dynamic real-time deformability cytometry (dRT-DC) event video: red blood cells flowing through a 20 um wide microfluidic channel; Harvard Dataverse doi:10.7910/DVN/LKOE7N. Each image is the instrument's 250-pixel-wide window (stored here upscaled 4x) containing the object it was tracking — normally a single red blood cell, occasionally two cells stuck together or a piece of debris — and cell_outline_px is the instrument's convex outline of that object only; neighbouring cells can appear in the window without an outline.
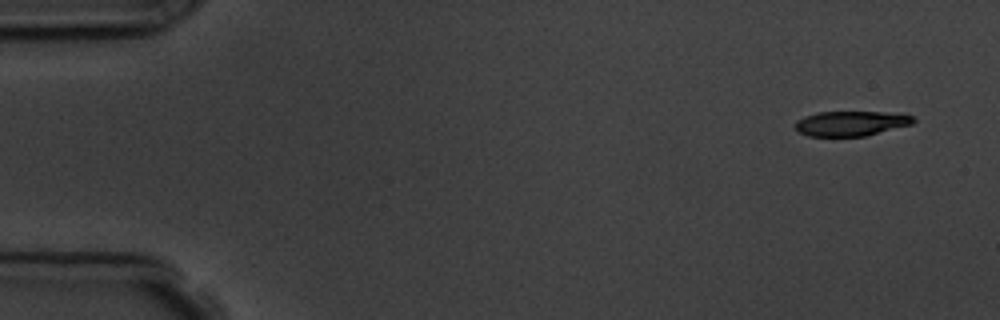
{"species": "common noctule bat (a hibernating species)", "species_latin": "Nyctalus noctula", "temperature_condition": "room temperature", "stored_images_in_passage": 4, "camera_frame_rate_fps": 3000, "um_per_image_px": 0.085, "animal": {"sex": "male", "body_mass_g": 19.5, "forearm_length_mm": 54.6}, "frame": {"image": 1, "passage_image": 1, "time_ms": 0.0, "image_size_px": [1000, 320], "cell_outline_px": [[916, 120], [912, 124], [864, 136], [808, 136], [796, 132], [796, 120], [804, 116], [816, 112], [884, 112], [912, 116]], "centroid_in_image_um": [72.27, 10.49], "position_along_channel_um": 12.7, "area_um2": 17.05}}